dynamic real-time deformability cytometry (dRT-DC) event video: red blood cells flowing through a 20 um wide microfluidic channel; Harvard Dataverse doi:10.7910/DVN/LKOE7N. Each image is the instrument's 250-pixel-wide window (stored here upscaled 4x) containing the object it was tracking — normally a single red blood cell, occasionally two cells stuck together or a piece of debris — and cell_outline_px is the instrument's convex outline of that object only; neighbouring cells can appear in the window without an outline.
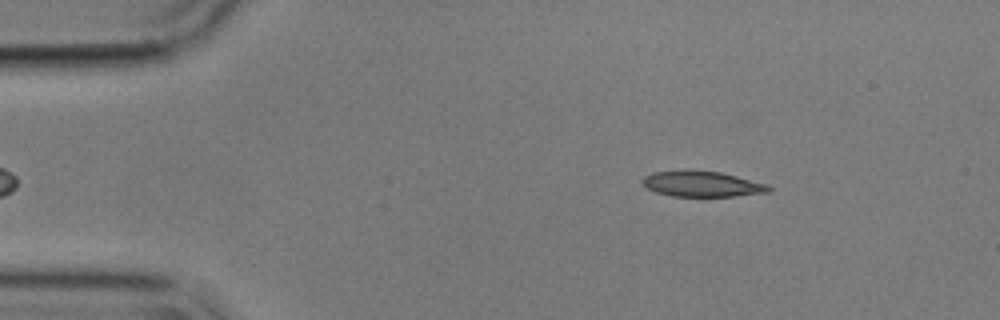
{"species": "common noctule bat (a hibernating species)", "species_latin": "Nyctalus noctula", "temperature_condition": "cold", "stored_images_in_passage": 51, "camera_frame_rate_fps": 3000, "um_per_image_px": 0.085, "animal": {"sex": "male", "body_mass_g": 17.9}, "frame": {"image": 1, "passage_image": 4, "time_ms": 1.0, "image_size_px": [1000, 320], "cell_outline_px": [[772, 188], [768, 192], [736, 196], [672, 196], [656, 192], [648, 188], [640, 180], [644, 176], [652, 172], [684, 168], [692, 168], [720, 172], [768, 184]], "centroid_in_image_um": [59.63, 15.6], "position_along_channel_um": 25.4, "area_um2": 19.31}}
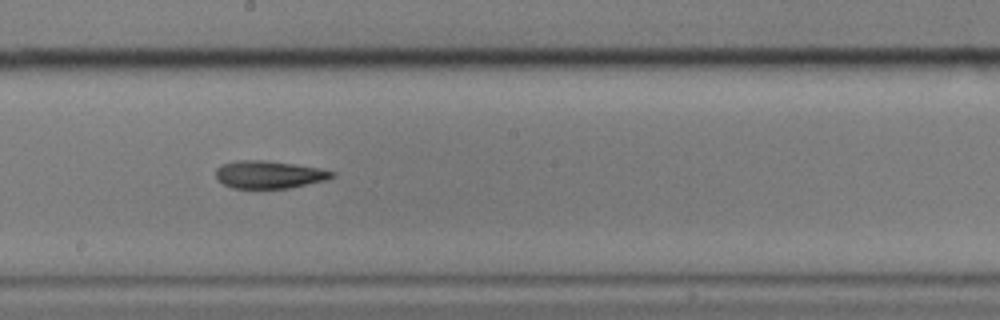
{"frame": {"image": 2, "passage_image": 26, "time_ms": 8.333, "image_size_px": [1000, 320], "cell_outline_px": [[336, 176], [328, 180], [292, 188], [232, 188], [216, 180], [216, 168], [220, 164], [236, 160], [264, 160], [320, 168], [336, 172]], "centroid_in_image_um": [22.88, 14.84], "position_along_channel_um": 225.3, "area_um2": 19.02}}
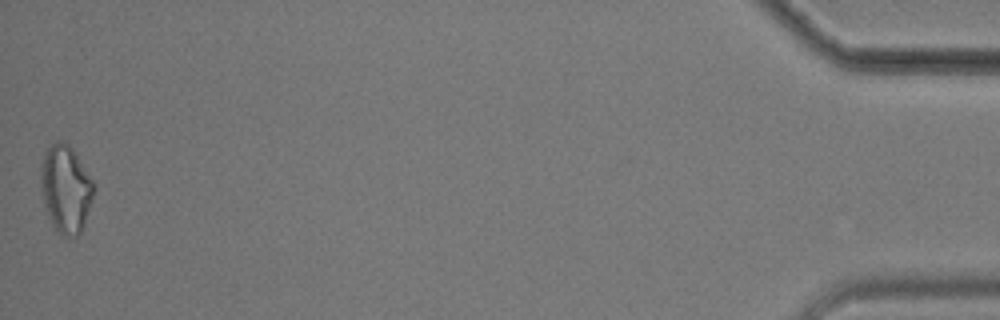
{"frame": {"image": 3, "passage_image": 51, "time_ms": 16.667, "image_size_px": [1000, 320], "cell_outline_px": [[96, 188], [84, 224], [80, 232], [76, 236], [64, 236], [52, 224], [44, 208], [40, 180], [40, 164], [44, 152], [56, 140], [64, 140], [72, 148], [92, 180]], "centroid_in_image_um": [5.57, 16.02], "position_along_channel_um": 429.6, "area_um2": 27.05}, "authors_computed_cell_mechanics": {"area_um2": 19.5364, "velocity_mm_per_s": 3.568, "shape_relaxation_time_tau1_ms": 4.5262, "shape_relaxation_time_tau2_ms": 5.9725, "deformation_change_tau1": 0.1329, "deformation_change_tau2": 0.1872}}